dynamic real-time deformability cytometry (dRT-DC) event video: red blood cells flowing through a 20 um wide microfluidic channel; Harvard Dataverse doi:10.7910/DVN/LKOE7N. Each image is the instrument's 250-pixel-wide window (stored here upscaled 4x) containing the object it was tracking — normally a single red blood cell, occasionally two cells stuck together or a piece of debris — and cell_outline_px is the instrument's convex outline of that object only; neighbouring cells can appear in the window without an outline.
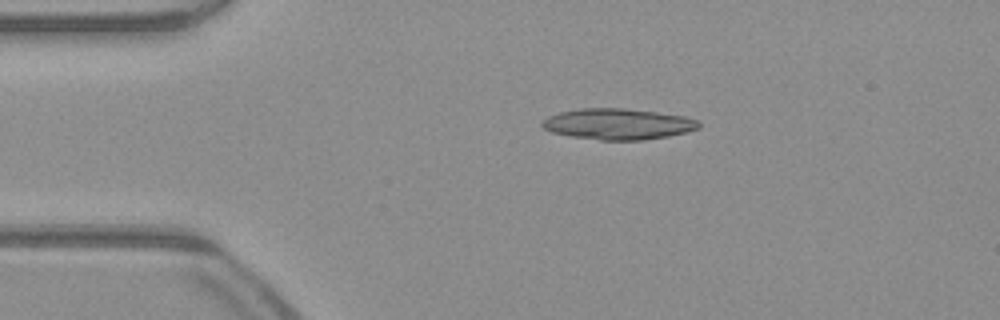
{"species": "common noctule bat (a hibernating species)", "species_latin": "Nyctalus noctula", "temperature_condition": "warm", "stored_images_in_passage": 41, "camera_frame_rate_fps": 3000, "um_per_image_px": 0.085, "animal": {"sex": "male", "body_mass_g": 23.1, "forearm_length_mm": 52.7}, "frame": {"image": 1, "passage_image": 1, "time_ms": 0.0, "image_size_px": [1000, 320], "cell_outline_px": [[700, 128], [668, 136], [644, 140], [600, 140], [572, 136], [552, 132], [544, 128], [540, 124], [540, 120], [548, 116], [560, 112], [580, 108], [624, 108], [656, 112], [684, 116], [696, 120], [700, 124]], "centroid_in_image_um": [52.49, 10.54], "position_along_channel_um": 32.5, "area_um2": 28.21}}